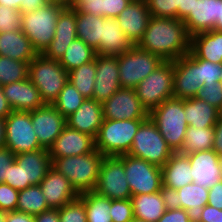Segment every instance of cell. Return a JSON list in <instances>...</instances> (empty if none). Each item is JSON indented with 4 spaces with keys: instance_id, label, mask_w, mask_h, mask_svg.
Here are the masks:
<instances>
[{
    "instance_id": "cell-65",
    "label": "cell",
    "mask_w": 222,
    "mask_h": 222,
    "mask_svg": "<svg viewBox=\"0 0 222 222\" xmlns=\"http://www.w3.org/2000/svg\"><path fill=\"white\" fill-rule=\"evenodd\" d=\"M218 32H222V12H221V20H217L214 26V29Z\"/></svg>"
},
{
    "instance_id": "cell-27",
    "label": "cell",
    "mask_w": 222,
    "mask_h": 222,
    "mask_svg": "<svg viewBox=\"0 0 222 222\" xmlns=\"http://www.w3.org/2000/svg\"><path fill=\"white\" fill-rule=\"evenodd\" d=\"M162 185L171 189H179L193 183L191 165L187 155L174 152L165 165L161 167Z\"/></svg>"
},
{
    "instance_id": "cell-35",
    "label": "cell",
    "mask_w": 222,
    "mask_h": 222,
    "mask_svg": "<svg viewBox=\"0 0 222 222\" xmlns=\"http://www.w3.org/2000/svg\"><path fill=\"white\" fill-rule=\"evenodd\" d=\"M96 52L83 40L76 38L67 47L59 63L63 68L70 72L81 65L89 63L95 59Z\"/></svg>"
},
{
    "instance_id": "cell-55",
    "label": "cell",
    "mask_w": 222,
    "mask_h": 222,
    "mask_svg": "<svg viewBox=\"0 0 222 222\" xmlns=\"http://www.w3.org/2000/svg\"><path fill=\"white\" fill-rule=\"evenodd\" d=\"M200 222H222V210L208 204L205 205Z\"/></svg>"
},
{
    "instance_id": "cell-63",
    "label": "cell",
    "mask_w": 222,
    "mask_h": 222,
    "mask_svg": "<svg viewBox=\"0 0 222 222\" xmlns=\"http://www.w3.org/2000/svg\"><path fill=\"white\" fill-rule=\"evenodd\" d=\"M5 121L3 119H0V148L5 146Z\"/></svg>"
},
{
    "instance_id": "cell-61",
    "label": "cell",
    "mask_w": 222,
    "mask_h": 222,
    "mask_svg": "<svg viewBox=\"0 0 222 222\" xmlns=\"http://www.w3.org/2000/svg\"><path fill=\"white\" fill-rule=\"evenodd\" d=\"M193 0H179V20H183L192 10Z\"/></svg>"
},
{
    "instance_id": "cell-57",
    "label": "cell",
    "mask_w": 222,
    "mask_h": 222,
    "mask_svg": "<svg viewBox=\"0 0 222 222\" xmlns=\"http://www.w3.org/2000/svg\"><path fill=\"white\" fill-rule=\"evenodd\" d=\"M213 150L222 156V119H218L214 126Z\"/></svg>"
},
{
    "instance_id": "cell-30",
    "label": "cell",
    "mask_w": 222,
    "mask_h": 222,
    "mask_svg": "<svg viewBox=\"0 0 222 222\" xmlns=\"http://www.w3.org/2000/svg\"><path fill=\"white\" fill-rule=\"evenodd\" d=\"M177 191L180 209L186 210L191 222H200L203 208L208 204L209 188L193 182Z\"/></svg>"
},
{
    "instance_id": "cell-41",
    "label": "cell",
    "mask_w": 222,
    "mask_h": 222,
    "mask_svg": "<svg viewBox=\"0 0 222 222\" xmlns=\"http://www.w3.org/2000/svg\"><path fill=\"white\" fill-rule=\"evenodd\" d=\"M151 16L179 19V0H145Z\"/></svg>"
},
{
    "instance_id": "cell-21",
    "label": "cell",
    "mask_w": 222,
    "mask_h": 222,
    "mask_svg": "<svg viewBox=\"0 0 222 222\" xmlns=\"http://www.w3.org/2000/svg\"><path fill=\"white\" fill-rule=\"evenodd\" d=\"M49 208L59 209L79 197L69 180L51 167L39 184Z\"/></svg>"
},
{
    "instance_id": "cell-24",
    "label": "cell",
    "mask_w": 222,
    "mask_h": 222,
    "mask_svg": "<svg viewBox=\"0 0 222 222\" xmlns=\"http://www.w3.org/2000/svg\"><path fill=\"white\" fill-rule=\"evenodd\" d=\"M103 122L102 103L85 99L80 107L66 118V125L74 130L88 134L94 139Z\"/></svg>"
},
{
    "instance_id": "cell-7",
    "label": "cell",
    "mask_w": 222,
    "mask_h": 222,
    "mask_svg": "<svg viewBox=\"0 0 222 222\" xmlns=\"http://www.w3.org/2000/svg\"><path fill=\"white\" fill-rule=\"evenodd\" d=\"M173 153L156 125L148 117L140 124L128 154L162 167Z\"/></svg>"
},
{
    "instance_id": "cell-25",
    "label": "cell",
    "mask_w": 222,
    "mask_h": 222,
    "mask_svg": "<svg viewBox=\"0 0 222 222\" xmlns=\"http://www.w3.org/2000/svg\"><path fill=\"white\" fill-rule=\"evenodd\" d=\"M134 45L123 33L116 18H106L103 21L100 47L95 51L101 56H119Z\"/></svg>"
},
{
    "instance_id": "cell-36",
    "label": "cell",
    "mask_w": 222,
    "mask_h": 222,
    "mask_svg": "<svg viewBox=\"0 0 222 222\" xmlns=\"http://www.w3.org/2000/svg\"><path fill=\"white\" fill-rule=\"evenodd\" d=\"M96 76L95 59L68 72V81L85 99H93Z\"/></svg>"
},
{
    "instance_id": "cell-71",
    "label": "cell",
    "mask_w": 222,
    "mask_h": 222,
    "mask_svg": "<svg viewBox=\"0 0 222 222\" xmlns=\"http://www.w3.org/2000/svg\"><path fill=\"white\" fill-rule=\"evenodd\" d=\"M219 83H220V85H221V87H222V77H221V79H220V82H219Z\"/></svg>"
},
{
    "instance_id": "cell-6",
    "label": "cell",
    "mask_w": 222,
    "mask_h": 222,
    "mask_svg": "<svg viewBox=\"0 0 222 222\" xmlns=\"http://www.w3.org/2000/svg\"><path fill=\"white\" fill-rule=\"evenodd\" d=\"M63 9L58 4L47 3L36 11L21 13V31L37 54H42L54 38L57 18Z\"/></svg>"
},
{
    "instance_id": "cell-40",
    "label": "cell",
    "mask_w": 222,
    "mask_h": 222,
    "mask_svg": "<svg viewBox=\"0 0 222 222\" xmlns=\"http://www.w3.org/2000/svg\"><path fill=\"white\" fill-rule=\"evenodd\" d=\"M84 100L80 92L68 81L52 105L67 118L80 107Z\"/></svg>"
},
{
    "instance_id": "cell-70",
    "label": "cell",
    "mask_w": 222,
    "mask_h": 222,
    "mask_svg": "<svg viewBox=\"0 0 222 222\" xmlns=\"http://www.w3.org/2000/svg\"><path fill=\"white\" fill-rule=\"evenodd\" d=\"M220 162H221V167H222V156H220ZM221 181H222V174H221Z\"/></svg>"
},
{
    "instance_id": "cell-10",
    "label": "cell",
    "mask_w": 222,
    "mask_h": 222,
    "mask_svg": "<svg viewBox=\"0 0 222 222\" xmlns=\"http://www.w3.org/2000/svg\"><path fill=\"white\" fill-rule=\"evenodd\" d=\"M94 191L112 200L131 198V190L124 171V154L103 157Z\"/></svg>"
},
{
    "instance_id": "cell-58",
    "label": "cell",
    "mask_w": 222,
    "mask_h": 222,
    "mask_svg": "<svg viewBox=\"0 0 222 222\" xmlns=\"http://www.w3.org/2000/svg\"><path fill=\"white\" fill-rule=\"evenodd\" d=\"M5 222H35L34 215L19 211L6 212Z\"/></svg>"
},
{
    "instance_id": "cell-53",
    "label": "cell",
    "mask_w": 222,
    "mask_h": 222,
    "mask_svg": "<svg viewBox=\"0 0 222 222\" xmlns=\"http://www.w3.org/2000/svg\"><path fill=\"white\" fill-rule=\"evenodd\" d=\"M157 222H191L184 209L166 210Z\"/></svg>"
},
{
    "instance_id": "cell-67",
    "label": "cell",
    "mask_w": 222,
    "mask_h": 222,
    "mask_svg": "<svg viewBox=\"0 0 222 222\" xmlns=\"http://www.w3.org/2000/svg\"><path fill=\"white\" fill-rule=\"evenodd\" d=\"M6 221V212L0 210V222Z\"/></svg>"
},
{
    "instance_id": "cell-54",
    "label": "cell",
    "mask_w": 222,
    "mask_h": 222,
    "mask_svg": "<svg viewBox=\"0 0 222 222\" xmlns=\"http://www.w3.org/2000/svg\"><path fill=\"white\" fill-rule=\"evenodd\" d=\"M208 205L222 210V181L209 188Z\"/></svg>"
},
{
    "instance_id": "cell-12",
    "label": "cell",
    "mask_w": 222,
    "mask_h": 222,
    "mask_svg": "<svg viewBox=\"0 0 222 222\" xmlns=\"http://www.w3.org/2000/svg\"><path fill=\"white\" fill-rule=\"evenodd\" d=\"M5 121V147L15 155L43 149L33 129L31 112L12 111Z\"/></svg>"
},
{
    "instance_id": "cell-49",
    "label": "cell",
    "mask_w": 222,
    "mask_h": 222,
    "mask_svg": "<svg viewBox=\"0 0 222 222\" xmlns=\"http://www.w3.org/2000/svg\"><path fill=\"white\" fill-rule=\"evenodd\" d=\"M105 0H83L75 9L78 12L104 17Z\"/></svg>"
},
{
    "instance_id": "cell-31",
    "label": "cell",
    "mask_w": 222,
    "mask_h": 222,
    "mask_svg": "<svg viewBox=\"0 0 222 222\" xmlns=\"http://www.w3.org/2000/svg\"><path fill=\"white\" fill-rule=\"evenodd\" d=\"M184 112L188 126L198 129L214 127L219 119L217 108L195 97L184 99Z\"/></svg>"
},
{
    "instance_id": "cell-29",
    "label": "cell",
    "mask_w": 222,
    "mask_h": 222,
    "mask_svg": "<svg viewBox=\"0 0 222 222\" xmlns=\"http://www.w3.org/2000/svg\"><path fill=\"white\" fill-rule=\"evenodd\" d=\"M0 55L30 63L37 52L28 37L21 30H16L0 33Z\"/></svg>"
},
{
    "instance_id": "cell-46",
    "label": "cell",
    "mask_w": 222,
    "mask_h": 222,
    "mask_svg": "<svg viewBox=\"0 0 222 222\" xmlns=\"http://www.w3.org/2000/svg\"><path fill=\"white\" fill-rule=\"evenodd\" d=\"M195 98L203 100L219 110L222 107V87L220 83H204Z\"/></svg>"
},
{
    "instance_id": "cell-16",
    "label": "cell",
    "mask_w": 222,
    "mask_h": 222,
    "mask_svg": "<svg viewBox=\"0 0 222 222\" xmlns=\"http://www.w3.org/2000/svg\"><path fill=\"white\" fill-rule=\"evenodd\" d=\"M95 64L96 76L93 99L103 103L122 88L119 79L118 56L96 54Z\"/></svg>"
},
{
    "instance_id": "cell-43",
    "label": "cell",
    "mask_w": 222,
    "mask_h": 222,
    "mask_svg": "<svg viewBox=\"0 0 222 222\" xmlns=\"http://www.w3.org/2000/svg\"><path fill=\"white\" fill-rule=\"evenodd\" d=\"M198 75L201 85L219 83L222 77V63H213L198 58Z\"/></svg>"
},
{
    "instance_id": "cell-60",
    "label": "cell",
    "mask_w": 222,
    "mask_h": 222,
    "mask_svg": "<svg viewBox=\"0 0 222 222\" xmlns=\"http://www.w3.org/2000/svg\"><path fill=\"white\" fill-rule=\"evenodd\" d=\"M12 111L11 105L4 96L3 88L0 86V119L5 120Z\"/></svg>"
},
{
    "instance_id": "cell-68",
    "label": "cell",
    "mask_w": 222,
    "mask_h": 222,
    "mask_svg": "<svg viewBox=\"0 0 222 222\" xmlns=\"http://www.w3.org/2000/svg\"><path fill=\"white\" fill-rule=\"evenodd\" d=\"M130 222H146L145 220H141V219H137V218H133Z\"/></svg>"
},
{
    "instance_id": "cell-69",
    "label": "cell",
    "mask_w": 222,
    "mask_h": 222,
    "mask_svg": "<svg viewBox=\"0 0 222 222\" xmlns=\"http://www.w3.org/2000/svg\"><path fill=\"white\" fill-rule=\"evenodd\" d=\"M219 119H222V107L219 109Z\"/></svg>"
},
{
    "instance_id": "cell-34",
    "label": "cell",
    "mask_w": 222,
    "mask_h": 222,
    "mask_svg": "<svg viewBox=\"0 0 222 222\" xmlns=\"http://www.w3.org/2000/svg\"><path fill=\"white\" fill-rule=\"evenodd\" d=\"M79 198L84 202L87 222H112L109 214L111 199L95 191L81 193Z\"/></svg>"
},
{
    "instance_id": "cell-39",
    "label": "cell",
    "mask_w": 222,
    "mask_h": 222,
    "mask_svg": "<svg viewBox=\"0 0 222 222\" xmlns=\"http://www.w3.org/2000/svg\"><path fill=\"white\" fill-rule=\"evenodd\" d=\"M29 63L0 55V86L28 78Z\"/></svg>"
},
{
    "instance_id": "cell-52",
    "label": "cell",
    "mask_w": 222,
    "mask_h": 222,
    "mask_svg": "<svg viewBox=\"0 0 222 222\" xmlns=\"http://www.w3.org/2000/svg\"><path fill=\"white\" fill-rule=\"evenodd\" d=\"M166 210L180 209L178 202V191L162 185L160 189Z\"/></svg>"
},
{
    "instance_id": "cell-3",
    "label": "cell",
    "mask_w": 222,
    "mask_h": 222,
    "mask_svg": "<svg viewBox=\"0 0 222 222\" xmlns=\"http://www.w3.org/2000/svg\"><path fill=\"white\" fill-rule=\"evenodd\" d=\"M149 118L173 152H180L188 124L184 112V99L171 98L149 112Z\"/></svg>"
},
{
    "instance_id": "cell-13",
    "label": "cell",
    "mask_w": 222,
    "mask_h": 222,
    "mask_svg": "<svg viewBox=\"0 0 222 222\" xmlns=\"http://www.w3.org/2000/svg\"><path fill=\"white\" fill-rule=\"evenodd\" d=\"M103 119H147L149 112L142 105L134 89L121 88L102 103Z\"/></svg>"
},
{
    "instance_id": "cell-9",
    "label": "cell",
    "mask_w": 222,
    "mask_h": 222,
    "mask_svg": "<svg viewBox=\"0 0 222 222\" xmlns=\"http://www.w3.org/2000/svg\"><path fill=\"white\" fill-rule=\"evenodd\" d=\"M164 62L158 55L137 45L118 56L119 79L122 88L134 89Z\"/></svg>"
},
{
    "instance_id": "cell-19",
    "label": "cell",
    "mask_w": 222,
    "mask_h": 222,
    "mask_svg": "<svg viewBox=\"0 0 222 222\" xmlns=\"http://www.w3.org/2000/svg\"><path fill=\"white\" fill-rule=\"evenodd\" d=\"M187 156L194 183L210 188L221 180L220 156L213 149L190 153Z\"/></svg>"
},
{
    "instance_id": "cell-18",
    "label": "cell",
    "mask_w": 222,
    "mask_h": 222,
    "mask_svg": "<svg viewBox=\"0 0 222 222\" xmlns=\"http://www.w3.org/2000/svg\"><path fill=\"white\" fill-rule=\"evenodd\" d=\"M94 150L95 139L92 136L66 125L50 147L49 155L53 162L56 158L78 156Z\"/></svg>"
},
{
    "instance_id": "cell-20",
    "label": "cell",
    "mask_w": 222,
    "mask_h": 222,
    "mask_svg": "<svg viewBox=\"0 0 222 222\" xmlns=\"http://www.w3.org/2000/svg\"><path fill=\"white\" fill-rule=\"evenodd\" d=\"M76 38V9L64 8L57 18L54 38L42 54L59 61L67 47Z\"/></svg>"
},
{
    "instance_id": "cell-51",
    "label": "cell",
    "mask_w": 222,
    "mask_h": 222,
    "mask_svg": "<svg viewBox=\"0 0 222 222\" xmlns=\"http://www.w3.org/2000/svg\"><path fill=\"white\" fill-rule=\"evenodd\" d=\"M131 2V0H105L104 17L116 18Z\"/></svg>"
},
{
    "instance_id": "cell-48",
    "label": "cell",
    "mask_w": 222,
    "mask_h": 222,
    "mask_svg": "<svg viewBox=\"0 0 222 222\" xmlns=\"http://www.w3.org/2000/svg\"><path fill=\"white\" fill-rule=\"evenodd\" d=\"M5 183L19 191L31 186L30 183H25L24 169L16 161L8 166V178Z\"/></svg>"
},
{
    "instance_id": "cell-1",
    "label": "cell",
    "mask_w": 222,
    "mask_h": 222,
    "mask_svg": "<svg viewBox=\"0 0 222 222\" xmlns=\"http://www.w3.org/2000/svg\"><path fill=\"white\" fill-rule=\"evenodd\" d=\"M137 46L164 61H173L190 52V36L182 20L151 16Z\"/></svg>"
},
{
    "instance_id": "cell-66",
    "label": "cell",
    "mask_w": 222,
    "mask_h": 222,
    "mask_svg": "<svg viewBox=\"0 0 222 222\" xmlns=\"http://www.w3.org/2000/svg\"><path fill=\"white\" fill-rule=\"evenodd\" d=\"M83 0H71L70 8H76Z\"/></svg>"
},
{
    "instance_id": "cell-17",
    "label": "cell",
    "mask_w": 222,
    "mask_h": 222,
    "mask_svg": "<svg viewBox=\"0 0 222 222\" xmlns=\"http://www.w3.org/2000/svg\"><path fill=\"white\" fill-rule=\"evenodd\" d=\"M222 0H193L192 10L182 20L191 37L214 29L217 20H221Z\"/></svg>"
},
{
    "instance_id": "cell-37",
    "label": "cell",
    "mask_w": 222,
    "mask_h": 222,
    "mask_svg": "<svg viewBox=\"0 0 222 222\" xmlns=\"http://www.w3.org/2000/svg\"><path fill=\"white\" fill-rule=\"evenodd\" d=\"M213 141L214 127L198 129L188 126L184 138V146L180 153L188 155L190 153L213 149Z\"/></svg>"
},
{
    "instance_id": "cell-26",
    "label": "cell",
    "mask_w": 222,
    "mask_h": 222,
    "mask_svg": "<svg viewBox=\"0 0 222 222\" xmlns=\"http://www.w3.org/2000/svg\"><path fill=\"white\" fill-rule=\"evenodd\" d=\"M15 161L24 169L25 183L38 185L52 167L48 149H38L15 155Z\"/></svg>"
},
{
    "instance_id": "cell-56",
    "label": "cell",
    "mask_w": 222,
    "mask_h": 222,
    "mask_svg": "<svg viewBox=\"0 0 222 222\" xmlns=\"http://www.w3.org/2000/svg\"><path fill=\"white\" fill-rule=\"evenodd\" d=\"M35 222H60L59 209L49 208L44 212L34 215Z\"/></svg>"
},
{
    "instance_id": "cell-45",
    "label": "cell",
    "mask_w": 222,
    "mask_h": 222,
    "mask_svg": "<svg viewBox=\"0 0 222 222\" xmlns=\"http://www.w3.org/2000/svg\"><path fill=\"white\" fill-rule=\"evenodd\" d=\"M112 222H130L133 218V207L130 198L125 200H112L110 206Z\"/></svg>"
},
{
    "instance_id": "cell-62",
    "label": "cell",
    "mask_w": 222,
    "mask_h": 222,
    "mask_svg": "<svg viewBox=\"0 0 222 222\" xmlns=\"http://www.w3.org/2000/svg\"><path fill=\"white\" fill-rule=\"evenodd\" d=\"M24 0H0V4L15 10L20 11V4Z\"/></svg>"
},
{
    "instance_id": "cell-23",
    "label": "cell",
    "mask_w": 222,
    "mask_h": 222,
    "mask_svg": "<svg viewBox=\"0 0 222 222\" xmlns=\"http://www.w3.org/2000/svg\"><path fill=\"white\" fill-rule=\"evenodd\" d=\"M4 96L14 111L31 112L44 106L40 92L28 78L2 86Z\"/></svg>"
},
{
    "instance_id": "cell-2",
    "label": "cell",
    "mask_w": 222,
    "mask_h": 222,
    "mask_svg": "<svg viewBox=\"0 0 222 222\" xmlns=\"http://www.w3.org/2000/svg\"><path fill=\"white\" fill-rule=\"evenodd\" d=\"M103 155L96 149L87 154L56 158L52 167L64 175L78 194L94 191Z\"/></svg>"
},
{
    "instance_id": "cell-14",
    "label": "cell",
    "mask_w": 222,
    "mask_h": 222,
    "mask_svg": "<svg viewBox=\"0 0 222 222\" xmlns=\"http://www.w3.org/2000/svg\"><path fill=\"white\" fill-rule=\"evenodd\" d=\"M31 120L40 146L48 150L66 126V118L50 104L31 111Z\"/></svg>"
},
{
    "instance_id": "cell-50",
    "label": "cell",
    "mask_w": 222,
    "mask_h": 222,
    "mask_svg": "<svg viewBox=\"0 0 222 222\" xmlns=\"http://www.w3.org/2000/svg\"><path fill=\"white\" fill-rule=\"evenodd\" d=\"M15 161V154L7 147L0 148V183L8 178V166Z\"/></svg>"
},
{
    "instance_id": "cell-32",
    "label": "cell",
    "mask_w": 222,
    "mask_h": 222,
    "mask_svg": "<svg viewBox=\"0 0 222 222\" xmlns=\"http://www.w3.org/2000/svg\"><path fill=\"white\" fill-rule=\"evenodd\" d=\"M130 200L134 217L146 222H157L166 211L160 192L134 195Z\"/></svg>"
},
{
    "instance_id": "cell-11",
    "label": "cell",
    "mask_w": 222,
    "mask_h": 222,
    "mask_svg": "<svg viewBox=\"0 0 222 222\" xmlns=\"http://www.w3.org/2000/svg\"><path fill=\"white\" fill-rule=\"evenodd\" d=\"M124 171L132 196L160 192L161 167L141 158L124 154Z\"/></svg>"
},
{
    "instance_id": "cell-64",
    "label": "cell",
    "mask_w": 222,
    "mask_h": 222,
    "mask_svg": "<svg viewBox=\"0 0 222 222\" xmlns=\"http://www.w3.org/2000/svg\"><path fill=\"white\" fill-rule=\"evenodd\" d=\"M48 3L58 4L64 8H70L71 0H47Z\"/></svg>"
},
{
    "instance_id": "cell-22",
    "label": "cell",
    "mask_w": 222,
    "mask_h": 222,
    "mask_svg": "<svg viewBox=\"0 0 222 222\" xmlns=\"http://www.w3.org/2000/svg\"><path fill=\"white\" fill-rule=\"evenodd\" d=\"M150 18L146 1H131L116 20L131 43L137 45L147 29Z\"/></svg>"
},
{
    "instance_id": "cell-38",
    "label": "cell",
    "mask_w": 222,
    "mask_h": 222,
    "mask_svg": "<svg viewBox=\"0 0 222 222\" xmlns=\"http://www.w3.org/2000/svg\"><path fill=\"white\" fill-rule=\"evenodd\" d=\"M47 209L49 207L39 184L19 191L16 211L36 215Z\"/></svg>"
},
{
    "instance_id": "cell-5",
    "label": "cell",
    "mask_w": 222,
    "mask_h": 222,
    "mask_svg": "<svg viewBox=\"0 0 222 222\" xmlns=\"http://www.w3.org/2000/svg\"><path fill=\"white\" fill-rule=\"evenodd\" d=\"M144 120L103 119L102 125L95 137V149L103 156L128 154L133 138Z\"/></svg>"
},
{
    "instance_id": "cell-33",
    "label": "cell",
    "mask_w": 222,
    "mask_h": 222,
    "mask_svg": "<svg viewBox=\"0 0 222 222\" xmlns=\"http://www.w3.org/2000/svg\"><path fill=\"white\" fill-rule=\"evenodd\" d=\"M103 16L90 15L76 10V31L77 38L83 40L93 50L100 47Z\"/></svg>"
},
{
    "instance_id": "cell-8",
    "label": "cell",
    "mask_w": 222,
    "mask_h": 222,
    "mask_svg": "<svg viewBox=\"0 0 222 222\" xmlns=\"http://www.w3.org/2000/svg\"><path fill=\"white\" fill-rule=\"evenodd\" d=\"M174 84L173 61H164L135 88L136 95L148 112L171 99Z\"/></svg>"
},
{
    "instance_id": "cell-44",
    "label": "cell",
    "mask_w": 222,
    "mask_h": 222,
    "mask_svg": "<svg viewBox=\"0 0 222 222\" xmlns=\"http://www.w3.org/2000/svg\"><path fill=\"white\" fill-rule=\"evenodd\" d=\"M21 12L0 4V33L21 30Z\"/></svg>"
},
{
    "instance_id": "cell-4",
    "label": "cell",
    "mask_w": 222,
    "mask_h": 222,
    "mask_svg": "<svg viewBox=\"0 0 222 222\" xmlns=\"http://www.w3.org/2000/svg\"><path fill=\"white\" fill-rule=\"evenodd\" d=\"M28 77L40 92L44 104L52 105L68 82V72L58 60L37 54L29 63Z\"/></svg>"
},
{
    "instance_id": "cell-15",
    "label": "cell",
    "mask_w": 222,
    "mask_h": 222,
    "mask_svg": "<svg viewBox=\"0 0 222 222\" xmlns=\"http://www.w3.org/2000/svg\"><path fill=\"white\" fill-rule=\"evenodd\" d=\"M174 65V98L187 99L196 96L202 88L198 75V58L190 52L179 59L173 60Z\"/></svg>"
},
{
    "instance_id": "cell-28",
    "label": "cell",
    "mask_w": 222,
    "mask_h": 222,
    "mask_svg": "<svg viewBox=\"0 0 222 222\" xmlns=\"http://www.w3.org/2000/svg\"><path fill=\"white\" fill-rule=\"evenodd\" d=\"M190 53L202 60L222 63V32L211 30L191 36Z\"/></svg>"
},
{
    "instance_id": "cell-59",
    "label": "cell",
    "mask_w": 222,
    "mask_h": 222,
    "mask_svg": "<svg viewBox=\"0 0 222 222\" xmlns=\"http://www.w3.org/2000/svg\"><path fill=\"white\" fill-rule=\"evenodd\" d=\"M47 3H48L47 0H24L20 4V12L21 13L33 12Z\"/></svg>"
},
{
    "instance_id": "cell-47",
    "label": "cell",
    "mask_w": 222,
    "mask_h": 222,
    "mask_svg": "<svg viewBox=\"0 0 222 222\" xmlns=\"http://www.w3.org/2000/svg\"><path fill=\"white\" fill-rule=\"evenodd\" d=\"M19 190L6 183H0V210L5 212L16 211Z\"/></svg>"
},
{
    "instance_id": "cell-42",
    "label": "cell",
    "mask_w": 222,
    "mask_h": 222,
    "mask_svg": "<svg viewBox=\"0 0 222 222\" xmlns=\"http://www.w3.org/2000/svg\"><path fill=\"white\" fill-rule=\"evenodd\" d=\"M86 218V208L79 197L59 208L60 222H87Z\"/></svg>"
}]
</instances>
